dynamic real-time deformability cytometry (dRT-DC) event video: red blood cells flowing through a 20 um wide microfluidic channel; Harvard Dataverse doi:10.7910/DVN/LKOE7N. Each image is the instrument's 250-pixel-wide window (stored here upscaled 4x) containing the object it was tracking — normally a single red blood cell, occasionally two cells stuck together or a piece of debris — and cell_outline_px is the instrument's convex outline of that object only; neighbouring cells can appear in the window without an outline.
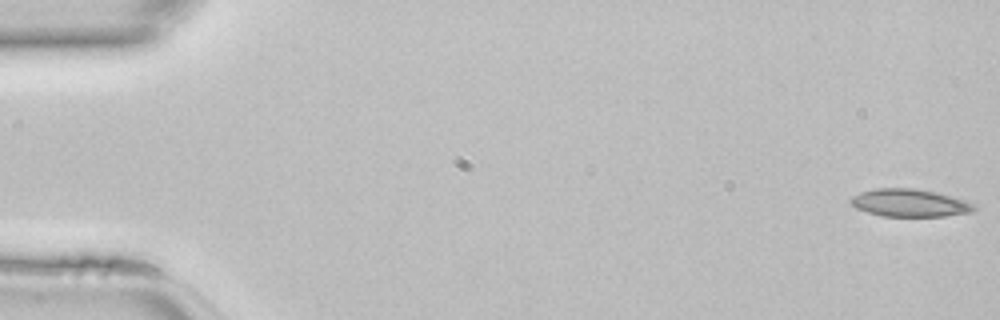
{"species": "common noctule bat (a hibernating species)", "species_latin": "Nyctalus noctula", "temperature_condition": "room temperature", "stored_images_in_passage": 46, "camera_frame_rate_fps": 3000, "um_per_image_px": 0.085, "animal": {"sex": "female", "body_mass_g": 22.7, "forearm_length_mm": 54.2}, "frame": {"image": 1, "passage_image": 1, "time_ms": 0.0, "image_size_px": [1000, 320], "cell_outline_px": [[980, 208], [972, 212], [944, 216], [880, 216], [856, 208], [848, 200], [852, 196], [860, 192], [876, 188], [912, 188], [936, 192], [964, 200]], "centroid_in_image_um": [77.31, 17.25], "position_along_channel_um": 7.7, "area_um2": 19.88}}
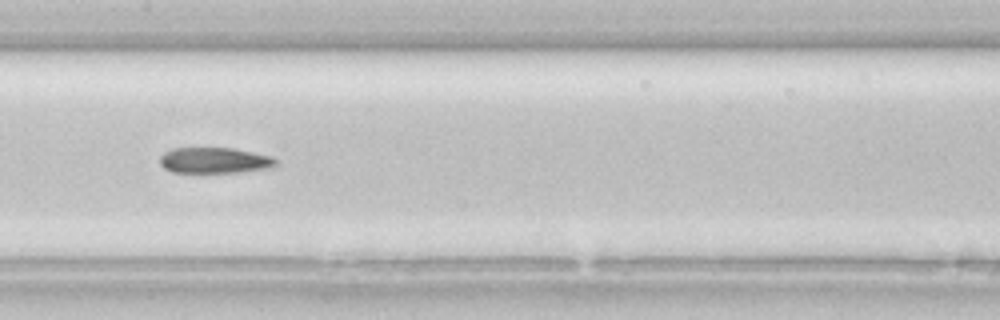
{"frame": {"image": 2, "passage_image": 23, "time_ms": 7.333, "image_size_px": [1000, 320], "cell_outline_px": [[276, 164], [272, 168], [240, 172], [200, 176], [172, 172], [164, 168], [160, 164], [160, 156], [164, 152], [172, 148], [232, 148], [272, 156], [276, 160]], "centroid_in_image_um": [18.18, 13.69], "position_along_channel_um": 189.2, "area_um2": 18.44}}
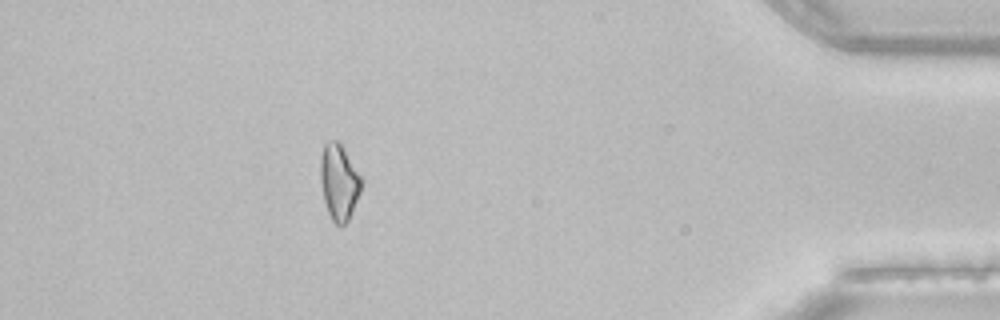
{"frame": {"image": 3, "passage_image": 41, "time_ms": 13.333, "image_size_px": [1000, 320], "cell_outline_px": [[364, 184], [352, 212], [348, 220], [340, 228], [332, 220], [328, 212], [324, 200], [320, 180], [320, 160], [324, 144], [328, 140], [336, 140], [340, 144], [364, 180]], "centroid_in_image_um": [28.83, 15.49], "position_along_channel_um": 406.4, "area_um2": 18.21}}